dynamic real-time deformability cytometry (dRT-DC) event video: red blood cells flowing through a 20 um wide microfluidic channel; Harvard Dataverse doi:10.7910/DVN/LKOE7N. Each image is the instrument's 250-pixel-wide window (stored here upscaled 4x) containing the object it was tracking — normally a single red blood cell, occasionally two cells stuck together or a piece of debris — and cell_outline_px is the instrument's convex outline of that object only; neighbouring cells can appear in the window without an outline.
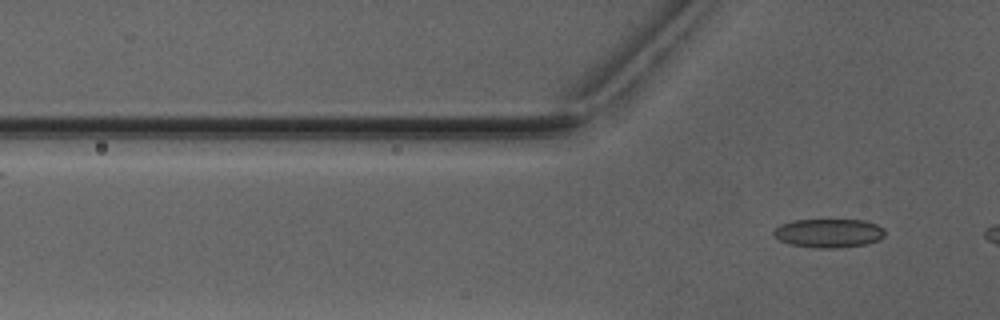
{"species": "Egyptian fruit bat (a non-hibernating species)", "species_latin": "Rousettus aegyptiacus", "temperature_condition": "warm", "stored_images_in_passage": 3, "camera_frame_rate_fps": 3000, "um_per_image_px": 0.085, "animal": {"sex": "male"}, "frame": {"image": 1, "passage_image": 3, "time_ms": 3.333, "image_size_px": [1000, 320], "cell_outline_px": [[884, 236], [880, 240], [864, 244], [836, 248], [820, 248], [792, 244], [780, 240], [772, 236], [772, 232], [780, 224], [792, 220], [864, 220], [876, 224], [884, 228]], "centroid_in_image_um": [70.43, 19.81], "position_along_channel_um": 55.4, "area_um2": 18.61}}